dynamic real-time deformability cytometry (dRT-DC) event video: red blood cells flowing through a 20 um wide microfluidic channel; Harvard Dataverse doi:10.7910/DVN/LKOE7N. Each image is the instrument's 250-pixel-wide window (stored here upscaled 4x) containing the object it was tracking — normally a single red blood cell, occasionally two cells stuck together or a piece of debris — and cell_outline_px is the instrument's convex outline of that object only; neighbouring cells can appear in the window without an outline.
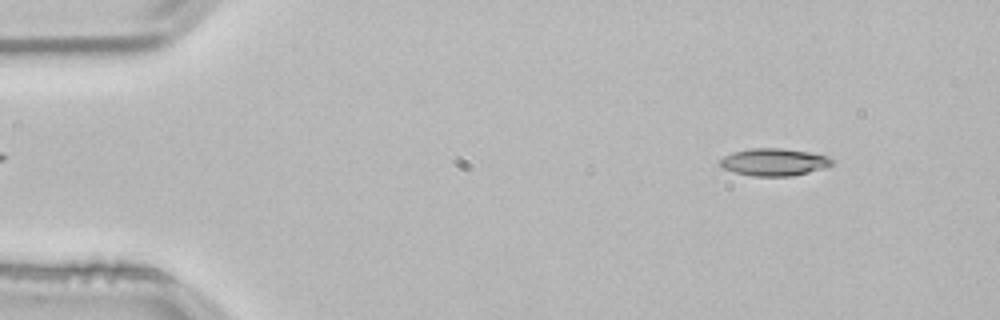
{"species": "common noctule bat (a hibernating species)", "species_latin": "Nyctalus noctula", "temperature_condition": "room temperature", "stored_images_in_passage": 52, "camera_frame_rate_fps": 3000, "um_per_image_px": 0.085, "animal": {"sex": "male", "body_mass_g": 21.5, "forearm_length_mm": 52.0}, "frame": {"image": 1, "passage_image": 5, "time_ms": 1.333, "image_size_px": [1000, 320], "cell_outline_px": [[832, 164], [824, 168], [792, 176], [752, 176], [736, 172], [724, 168], [720, 164], [720, 160], [724, 156], [732, 152], [748, 148], [780, 148], [812, 152], [828, 156], [832, 160]], "centroid_in_image_um": [65.8, 13.76], "position_along_channel_um": 19.2, "area_um2": 17.8}}
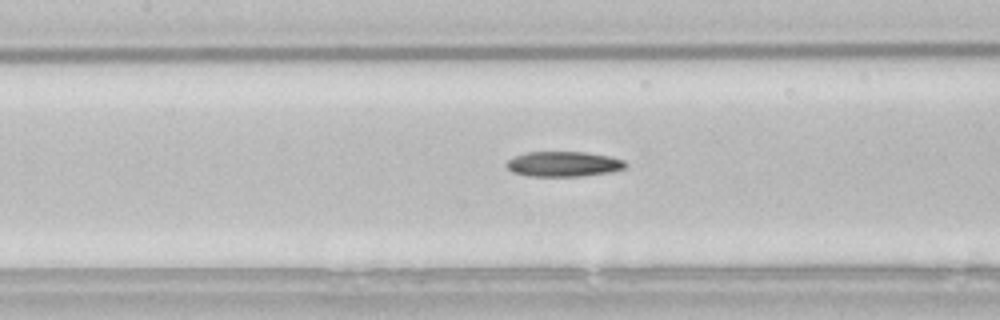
{"frame": {"image": 2, "passage_image": 23, "time_ms": 7.333, "image_size_px": [1000, 320], "cell_outline_px": [[628, 164], [624, 168], [612, 172], [584, 176], [528, 176], [512, 172], [504, 164], [508, 160], [524, 152], [584, 152], [608, 156], [624, 160]], "centroid_in_image_um": [47.9, 13.95], "position_along_channel_um": 159.5, "area_um2": 17.51}}
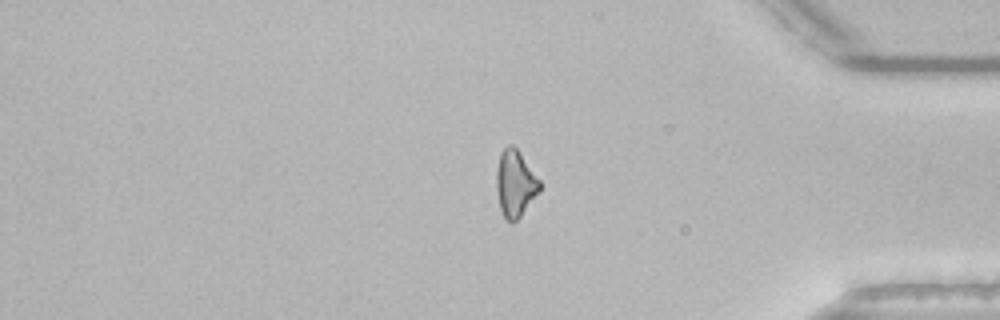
{"frame": {"image": 3, "passage_image": 43, "time_ms": 14.0, "image_size_px": [1000, 320], "cell_outline_px": [[540, 192], [520, 216], [512, 224], [504, 220], [500, 208], [496, 192], [496, 168], [500, 152], [508, 144], [512, 144], [516, 148], [540, 180]], "centroid_in_image_um": [43.77, 15.62], "position_along_channel_um": 391.4, "area_um2": 16.99}}